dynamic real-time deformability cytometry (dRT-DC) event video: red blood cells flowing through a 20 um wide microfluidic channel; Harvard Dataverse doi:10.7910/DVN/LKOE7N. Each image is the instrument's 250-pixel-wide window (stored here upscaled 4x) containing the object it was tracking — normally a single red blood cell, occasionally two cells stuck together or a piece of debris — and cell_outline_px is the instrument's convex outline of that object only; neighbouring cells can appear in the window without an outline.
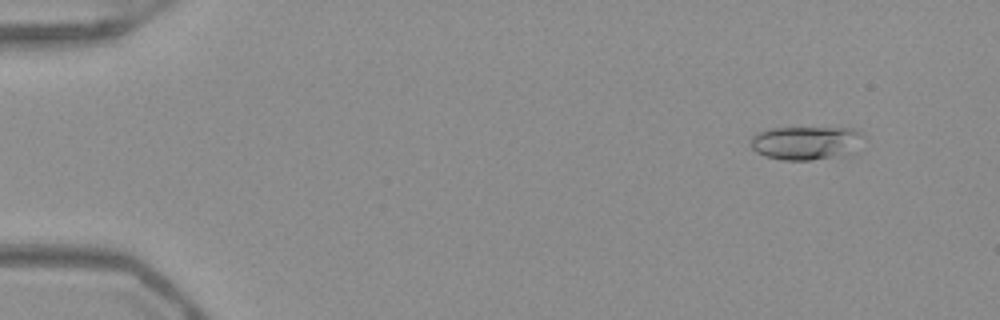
{"species": "Egyptian fruit bat (a non-hibernating species)", "species_latin": "Rousettus aegyptiacus", "temperature_condition": "warm", "stored_images_in_passage": 48, "camera_frame_rate_fps": 3000, "um_per_image_px": 0.085, "frame": {"image": 1, "passage_image": 1, "time_ms": 0.0, "image_size_px": [1000, 320], "cell_outline_px": [[864, 136], [856, 152], [848, 156], [812, 160], [780, 160], [764, 156], [756, 152], [752, 148], [752, 136], [756, 132], [772, 128], [856, 128]], "centroid_in_image_um": [68.57, 12.16], "position_along_channel_um": 16.4, "area_um2": 22.6}}
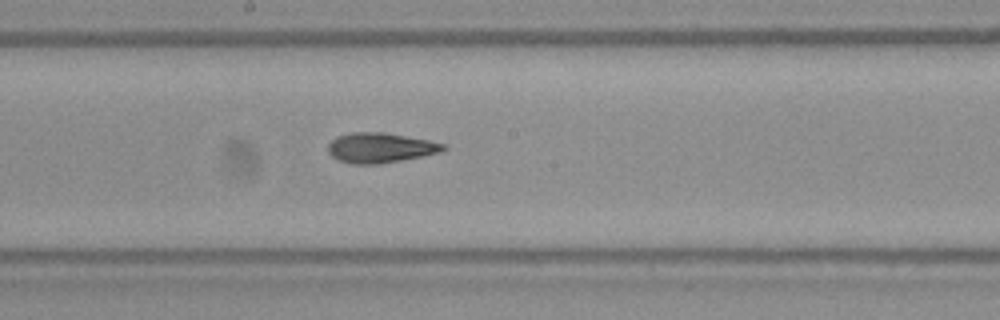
{"frame": {"image": 2, "passage_image": 25, "time_ms": 8.0, "image_size_px": [1000, 320], "cell_outline_px": [[448, 148], [440, 152], [424, 156], [380, 164], [352, 164], [336, 160], [328, 152], [328, 144], [336, 136], [352, 132], [384, 132], [428, 140], [444, 144]], "centroid_in_image_um": [32.3, 12.56], "position_along_channel_um": 215.9, "area_um2": 20.29}}
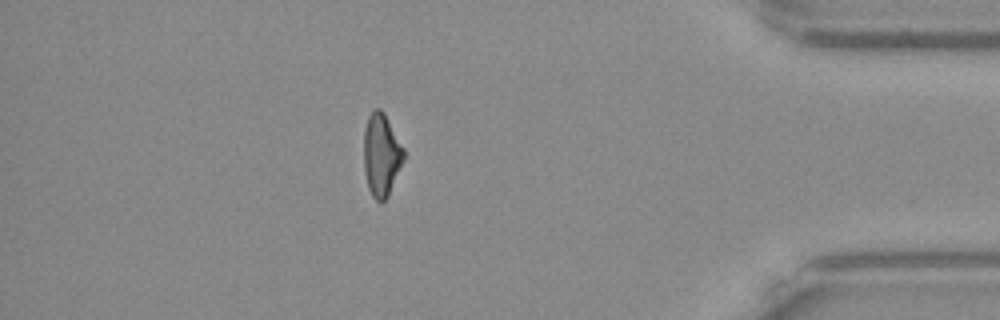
{"frame": {"image": 3, "passage_image": 42, "time_ms": 13.667, "image_size_px": [1000, 320], "cell_outline_px": [[404, 160], [388, 196], [380, 204], [372, 196], [368, 188], [364, 172], [364, 128], [368, 116], [376, 108], [380, 108], [384, 112], [404, 148]], "centroid_in_image_um": [32.41, 13.17], "position_along_channel_um": 402.8, "area_um2": 19.36}, "authors_computed_cell_mechanics": {"area_um2": 19.941, "velocity_mm_per_s": 3.9593, "shape_relaxation_time_tau1_ms": 9.061, "shape_relaxation_time_tau2_ms": 3.4784, "deformation_change_tau1": 0.2149, "deformation_change_tau2": 0.1202}}